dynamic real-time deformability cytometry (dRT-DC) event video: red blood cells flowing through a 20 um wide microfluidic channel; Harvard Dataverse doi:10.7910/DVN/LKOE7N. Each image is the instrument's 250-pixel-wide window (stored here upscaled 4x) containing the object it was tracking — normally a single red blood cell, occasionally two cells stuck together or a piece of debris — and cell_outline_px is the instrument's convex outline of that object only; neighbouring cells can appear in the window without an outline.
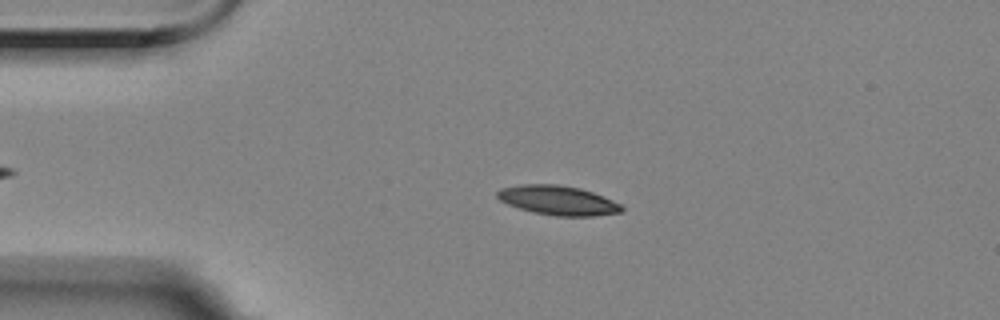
{"species": "Egyptian fruit bat (a non-hibernating species)", "species_latin": "Rousettus aegyptiacus", "temperature_condition": "room temperature", "stored_images_in_passage": 50, "camera_frame_rate_fps": 3000, "um_per_image_px": 0.085, "animal": {"sex": "female"}, "frame": {"image": 1, "passage_image": 12, "time_ms": 3.667, "image_size_px": [1000, 320], "cell_outline_px": [[624, 208], [620, 212], [592, 216], [556, 216], [536, 212], [520, 208], [508, 204], [500, 200], [496, 196], [496, 192], [500, 188], [520, 184], [560, 184], [580, 188], [592, 192], [612, 200], [620, 204]], "centroid_in_image_um": [47.4, 17.01], "position_along_channel_um": 37.6, "area_um2": 21.15}}
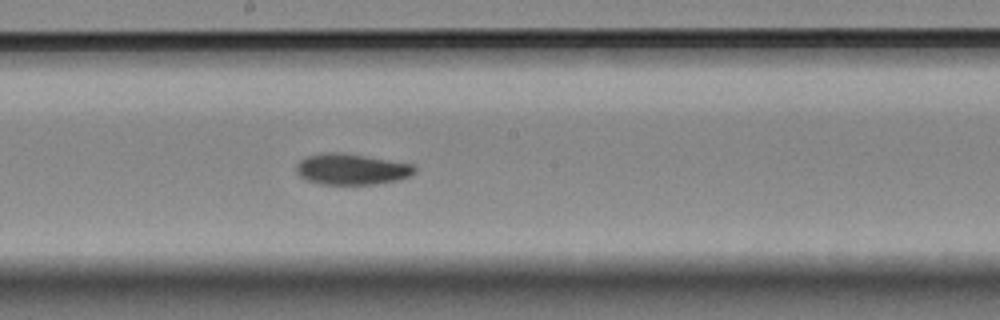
{"frame": {"image": 2, "passage_image": 30, "time_ms": 9.667, "image_size_px": [1000, 320], "cell_outline_px": [[416, 172], [412, 176], [400, 180], [376, 184], [320, 184], [308, 180], [300, 176], [296, 172], [296, 164], [300, 160], [308, 156], [324, 152], [340, 152], [412, 164], [416, 168]], "centroid_in_image_um": [29.9, 14.39], "position_along_channel_um": 218.3, "area_um2": 21.39}}
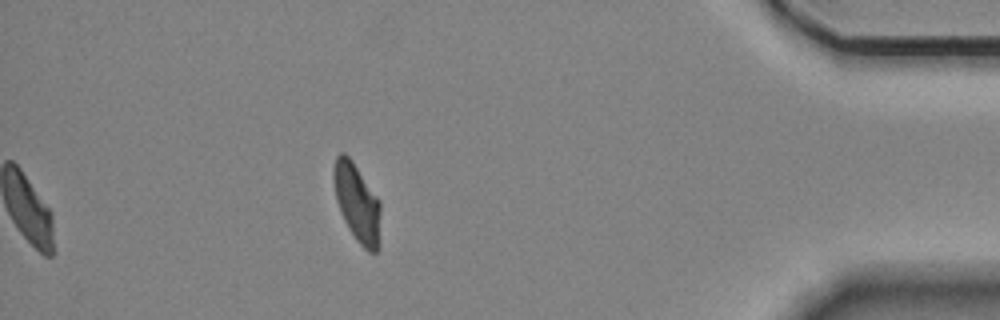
{"frame": {"image": 3, "passage_image": 50, "time_ms": 16.333, "image_size_px": [1000, 320], "cell_outline_px": [[380, 244], [376, 252], [368, 252], [356, 240], [348, 228], [340, 212], [336, 200], [332, 176], [332, 172], [336, 156], [340, 152], [344, 152], [352, 160], [380, 200]], "centroid_in_image_um": [30.35, 17.24], "position_along_channel_um": 404.9, "area_um2": 21.68}, "authors_computed_cell_mechanics": {"area_um2": 21.3571, "velocity_mm_per_s": 3.4984, "shape_relaxation_time_tau1_ms": 5.4457, "shape_relaxation_time_tau2_ms": 3.7736, "deformation_change_tau1": 0.1741, "deformation_change_tau2": 0.0815}}